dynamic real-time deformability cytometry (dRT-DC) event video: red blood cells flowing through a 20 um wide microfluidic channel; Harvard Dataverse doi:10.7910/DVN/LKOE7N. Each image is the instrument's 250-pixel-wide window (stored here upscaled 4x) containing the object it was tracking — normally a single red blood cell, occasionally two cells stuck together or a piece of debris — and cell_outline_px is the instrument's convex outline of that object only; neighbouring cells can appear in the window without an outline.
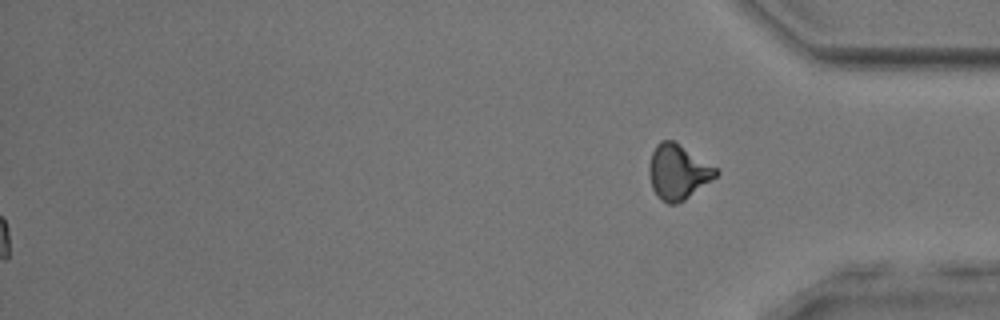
{"species": "common noctule bat (a hibernating species)", "species_latin": "Nyctalus noctula", "temperature_condition": "room temperature", "stored_images_in_passage": 38, "segment_of_instrument_passage": [2, 2], "camera_frame_rate_fps": 3000, "um_per_image_px": 0.085, "animal": {"sex": "male", "body_mass_g": 17.9, "forearm_length_mm": 54.2}, "frame": {"image": 1, "passage_image": 38, "time_ms": 12.333, "image_size_px": [1000, 320], "cell_outline_px": [[720, 172], [712, 180], [684, 200], [676, 204], [668, 204], [660, 200], [656, 196], [652, 188], [648, 176], [648, 168], [652, 152], [656, 144], [660, 140], [672, 140], [716, 168]], "centroid_in_image_um": [57.58, 14.64], "position_along_channel_um": 377.6, "area_um2": 21.27}}